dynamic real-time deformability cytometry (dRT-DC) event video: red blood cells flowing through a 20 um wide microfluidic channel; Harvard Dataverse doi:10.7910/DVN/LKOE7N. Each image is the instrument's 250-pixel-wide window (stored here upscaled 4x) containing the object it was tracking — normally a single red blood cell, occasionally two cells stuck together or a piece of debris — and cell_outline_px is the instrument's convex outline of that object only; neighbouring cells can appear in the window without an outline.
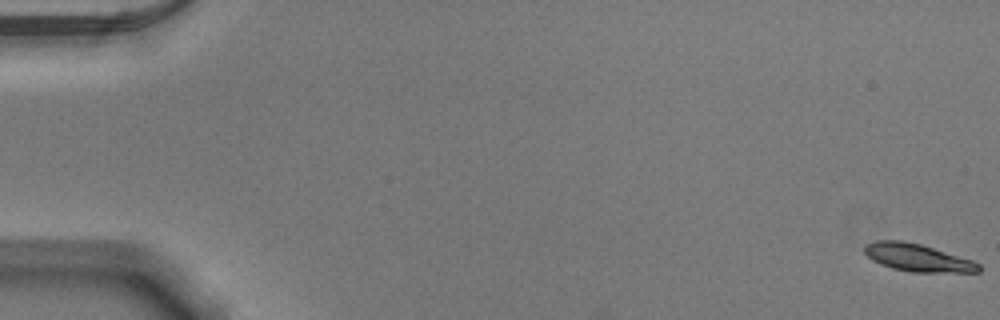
{"species": "Egyptian fruit bat (a non-hibernating species)", "species_latin": "Rousettus aegyptiacus", "temperature_condition": "warm", "stored_images_in_passage": 4, "camera_frame_rate_fps": 3000, "um_per_image_px": 0.085, "animal": {"sex": "male"}, "frame": {"image": 1, "passage_image": 1, "time_ms": 0.0, "image_size_px": [1000, 320], "cell_outline_px": [[980, 272], [912, 272], [892, 268], [880, 264], [872, 260], [864, 252], [864, 248], [868, 244], [876, 240], [900, 240], [920, 244], [972, 260], [980, 264]], "centroid_in_image_um": [77.99, 21.91], "position_along_channel_um": 7.0, "area_um2": 18.15}}